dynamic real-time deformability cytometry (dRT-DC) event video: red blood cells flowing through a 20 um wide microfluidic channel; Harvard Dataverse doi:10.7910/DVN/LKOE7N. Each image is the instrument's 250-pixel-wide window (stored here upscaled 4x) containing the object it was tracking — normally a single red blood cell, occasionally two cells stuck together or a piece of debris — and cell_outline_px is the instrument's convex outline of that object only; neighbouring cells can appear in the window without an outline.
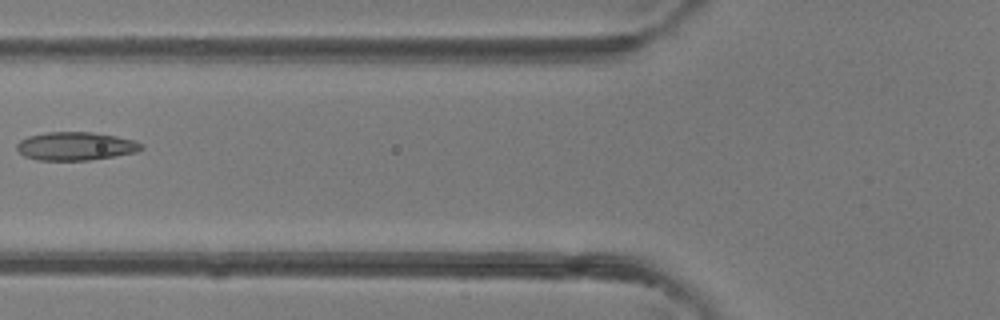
{"species": "common noctule bat (a hibernating species)", "species_latin": "Nyctalus noctula", "temperature_condition": "room temperature", "stored_images_in_passage": 7, "camera_frame_rate_fps": 3000, "um_per_image_px": 0.085, "animal": {"sex": "female"}, "frame": {"image": 1, "passage_image": 7, "time_ms": 7.0, "image_size_px": [1000, 320], "cell_outline_px": [[144, 148], [136, 152], [116, 156], [88, 160], [36, 160], [24, 156], [16, 148], [16, 144], [20, 140], [28, 136], [48, 132], [92, 132], [116, 136], [132, 140], [144, 144]], "centroid_in_image_um": [6.43, 12.42], "position_along_channel_um": 119.4, "area_um2": 20.58}}